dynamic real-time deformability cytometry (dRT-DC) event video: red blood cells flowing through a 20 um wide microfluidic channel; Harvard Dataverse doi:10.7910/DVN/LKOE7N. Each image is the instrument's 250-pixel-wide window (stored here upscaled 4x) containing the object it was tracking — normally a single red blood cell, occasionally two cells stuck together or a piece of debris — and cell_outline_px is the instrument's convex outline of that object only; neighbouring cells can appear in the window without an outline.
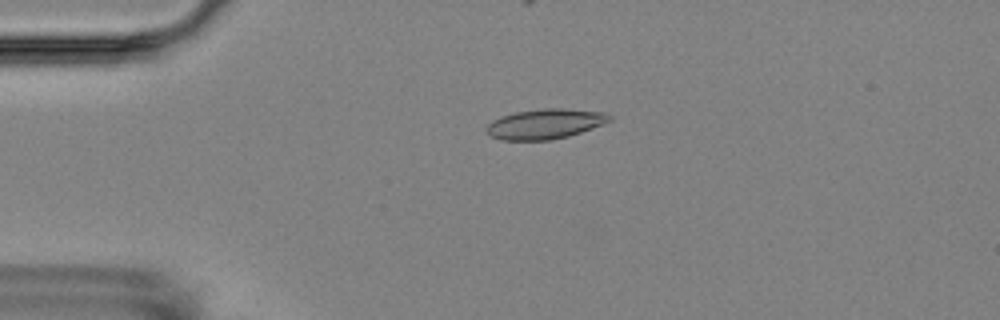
{"species": "Egyptian fruit bat (a non-hibernating species)", "species_latin": "Rousettus aegyptiacus", "temperature_condition": "room temperature", "stored_images_in_passage": 2, "camera_frame_rate_fps": 3000, "um_per_image_px": 0.085, "animal": {"sex": "female"}, "frame": {"image": 1, "passage_image": 1, "time_ms": 0.0, "image_size_px": [1000, 320], "cell_outline_px": [[612, 120], [592, 128], [568, 136], [552, 140], [500, 140], [488, 136], [484, 128], [492, 120], [500, 116], [516, 112], [544, 108], [564, 108], [608, 112], [612, 116]], "centroid_in_image_um": [46.31, 10.53], "position_along_channel_um": 38.7, "area_um2": 21.85}}